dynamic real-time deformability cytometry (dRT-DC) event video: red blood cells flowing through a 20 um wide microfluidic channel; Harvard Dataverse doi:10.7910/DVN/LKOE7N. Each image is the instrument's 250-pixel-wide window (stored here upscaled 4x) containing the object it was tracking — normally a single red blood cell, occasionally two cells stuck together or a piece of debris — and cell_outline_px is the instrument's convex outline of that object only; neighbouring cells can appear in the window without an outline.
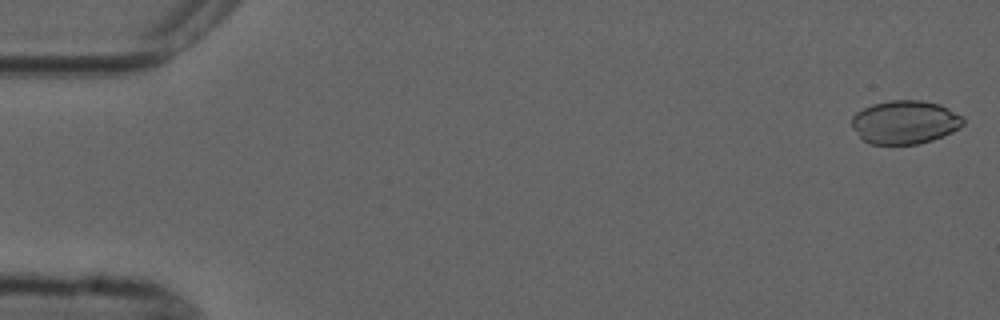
{"species": "common noctule bat (a hibernating species)", "species_latin": "Nyctalus noctula", "temperature_condition": "cold", "stored_images_in_passage": 3, "camera_frame_rate_fps": 3000, "um_per_image_px": 0.085, "animal": {"sex": "male", "forearm_length_mm": 52.5}, "frame": {"image": 1, "passage_image": 1, "time_ms": 0.0, "image_size_px": [1000, 320], "cell_outline_px": [[964, 124], [960, 128], [944, 136], [932, 140], [916, 144], [868, 144], [852, 128], [852, 116], [856, 112], [872, 104], [888, 100], [920, 100], [940, 104], [964, 116]], "centroid_in_image_um": [76.94, 10.38], "position_along_channel_um": 8.1, "area_um2": 28.44}}